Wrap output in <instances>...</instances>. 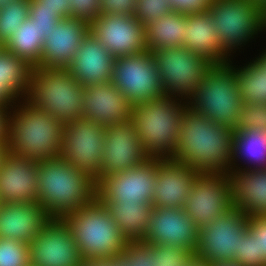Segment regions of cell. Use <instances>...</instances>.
<instances>
[{"mask_svg":"<svg viewBox=\"0 0 266 266\" xmlns=\"http://www.w3.org/2000/svg\"><path fill=\"white\" fill-rule=\"evenodd\" d=\"M157 178V159H146L123 173L104 175L96 183V197L101 202H136L153 204Z\"/></svg>","mask_w":266,"mask_h":266,"instance_id":"obj_14","label":"cell"},{"mask_svg":"<svg viewBox=\"0 0 266 266\" xmlns=\"http://www.w3.org/2000/svg\"><path fill=\"white\" fill-rule=\"evenodd\" d=\"M105 127L87 119L64 125L60 158L97 183L102 178Z\"/></svg>","mask_w":266,"mask_h":266,"instance_id":"obj_10","label":"cell"},{"mask_svg":"<svg viewBox=\"0 0 266 266\" xmlns=\"http://www.w3.org/2000/svg\"><path fill=\"white\" fill-rule=\"evenodd\" d=\"M189 102L188 106L205 118L236 130L243 106L237 69L230 63L212 64Z\"/></svg>","mask_w":266,"mask_h":266,"instance_id":"obj_7","label":"cell"},{"mask_svg":"<svg viewBox=\"0 0 266 266\" xmlns=\"http://www.w3.org/2000/svg\"><path fill=\"white\" fill-rule=\"evenodd\" d=\"M24 103L9 115V152L37 162L59 157L64 124L26 100Z\"/></svg>","mask_w":266,"mask_h":266,"instance_id":"obj_4","label":"cell"},{"mask_svg":"<svg viewBox=\"0 0 266 266\" xmlns=\"http://www.w3.org/2000/svg\"><path fill=\"white\" fill-rule=\"evenodd\" d=\"M186 103V105H185ZM183 105L171 96L132 105L130 121L134 124L145 156L173 160L177 149Z\"/></svg>","mask_w":266,"mask_h":266,"instance_id":"obj_3","label":"cell"},{"mask_svg":"<svg viewBox=\"0 0 266 266\" xmlns=\"http://www.w3.org/2000/svg\"><path fill=\"white\" fill-rule=\"evenodd\" d=\"M173 11L179 13H201L207 11L211 0H169Z\"/></svg>","mask_w":266,"mask_h":266,"instance_id":"obj_44","label":"cell"},{"mask_svg":"<svg viewBox=\"0 0 266 266\" xmlns=\"http://www.w3.org/2000/svg\"><path fill=\"white\" fill-rule=\"evenodd\" d=\"M29 18V0H13L0 7V43L4 45Z\"/></svg>","mask_w":266,"mask_h":266,"instance_id":"obj_33","label":"cell"},{"mask_svg":"<svg viewBox=\"0 0 266 266\" xmlns=\"http://www.w3.org/2000/svg\"><path fill=\"white\" fill-rule=\"evenodd\" d=\"M186 266H209V264L203 260L200 259L196 256H194L188 263Z\"/></svg>","mask_w":266,"mask_h":266,"instance_id":"obj_51","label":"cell"},{"mask_svg":"<svg viewBox=\"0 0 266 266\" xmlns=\"http://www.w3.org/2000/svg\"><path fill=\"white\" fill-rule=\"evenodd\" d=\"M32 69L23 59L5 48L0 50V83L15 100L19 96L27 97Z\"/></svg>","mask_w":266,"mask_h":266,"instance_id":"obj_31","label":"cell"},{"mask_svg":"<svg viewBox=\"0 0 266 266\" xmlns=\"http://www.w3.org/2000/svg\"><path fill=\"white\" fill-rule=\"evenodd\" d=\"M234 262L243 266H266V262L261 258L258 238L248 229L240 238L239 251L235 254Z\"/></svg>","mask_w":266,"mask_h":266,"instance_id":"obj_37","label":"cell"},{"mask_svg":"<svg viewBox=\"0 0 266 266\" xmlns=\"http://www.w3.org/2000/svg\"><path fill=\"white\" fill-rule=\"evenodd\" d=\"M233 133L234 129L214 123L187 106L173 160L199 172L228 174Z\"/></svg>","mask_w":266,"mask_h":266,"instance_id":"obj_1","label":"cell"},{"mask_svg":"<svg viewBox=\"0 0 266 266\" xmlns=\"http://www.w3.org/2000/svg\"><path fill=\"white\" fill-rule=\"evenodd\" d=\"M51 221L38 202L3 203L0 207V239L29 244Z\"/></svg>","mask_w":266,"mask_h":266,"instance_id":"obj_24","label":"cell"},{"mask_svg":"<svg viewBox=\"0 0 266 266\" xmlns=\"http://www.w3.org/2000/svg\"><path fill=\"white\" fill-rule=\"evenodd\" d=\"M137 0H100V14L133 15Z\"/></svg>","mask_w":266,"mask_h":266,"instance_id":"obj_42","label":"cell"},{"mask_svg":"<svg viewBox=\"0 0 266 266\" xmlns=\"http://www.w3.org/2000/svg\"><path fill=\"white\" fill-rule=\"evenodd\" d=\"M110 266H129V260L121 253L110 259Z\"/></svg>","mask_w":266,"mask_h":266,"instance_id":"obj_49","label":"cell"},{"mask_svg":"<svg viewBox=\"0 0 266 266\" xmlns=\"http://www.w3.org/2000/svg\"><path fill=\"white\" fill-rule=\"evenodd\" d=\"M41 8H49L57 12L61 18L70 17L68 0H34Z\"/></svg>","mask_w":266,"mask_h":266,"instance_id":"obj_45","label":"cell"},{"mask_svg":"<svg viewBox=\"0 0 266 266\" xmlns=\"http://www.w3.org/2000/svg\"><path fill=\"white\" fill-rule=\"evenodd\" d=\"M209 266H243V265L231 261V262H212L209 264Z\"/></svg>","mask_w":266,"mask_h":266,"instance_id":"obj_52","label":"cell"},{"mask_svg":"<svg viewBox=\"0 0 266 266\" xmlns=\"http://www.w3.org/2000/svg\"><path fill=\"white\" fill-rule=\"evenodd\" d=\"M154 246V266H186L195 256L190 249H182L173 245Z\"/></svg>","mask_w":266,"mask_h":266,"instance_id":"obj_36","label":"cell"},{"mask_svg":"<svg viewBox=\"0 0 266 266\" xmlns=\"http://www.w3.org/2000/svg\"><path fill=\"white\" fill-rule=\"evenodd\" d=\"M207 11L227 54L266 28V13L252 0H211Z\"/></svg>","mask_w":266,"mask_h":266,"instance_id":"obj_8","label":"cell"},{"mask_svg":"<svg viewBox=\"0 0 266 266\" xmlns=\"http://www.w3.org/2000/svg\"><path fill=\"white\" fill-rule=\"evenodd\" d=\"M44 35H40L35 21L28 18L3 45L7 51L23 59L32 68L41 63Z\"/></svg>","mask_w":266,"mask_h":266,"instance_id":"obj_30","label":"cell"},{"mask_svg":"<svg viewBox=\"0 0 266 266\" xmlns=\"http://www.w3.org/2000/svg\"><path fill=\"white\" fill-rule=\"evenodd\" d=\"M11 1H13V0H0V7L3 6V5L8 4Z\"/></svg>","mask_w":266,"mask_h":266,"instance_id":"obj_55","label":"cell"},{"mask_svg":"<svg viewBox=\"0 0 266 266\" xmlns=\"http://www.w3.org/2000/svg\"><path fill=\"white\" fill-rule=\"evenodd\" d=\"M38 168L36 160L9 154L0 167V198L2 203H34L38 199Z\"/></svg>","mask_w":266,"mask_h":266,"instance_id":"obj_19","label":"cell"},{"mask_svg":"<svg viewBox=\"0 0 266 266\" xmlns=\"http://www.w3.org/2000/svg\"><path fill=\"white\" fill-rule=\"evenodd\" d=\"M266 126V104L251 103L241 107L236 130L262 129Z\"/></svg>","mask_w":266,"mask_h":266,"instance_id":"obj_38","label":"cell"},{"mask_svg":"<svg viewBox=\"0 0 266 266\" xmlns=\"http://www.w3.org/2000/svg\"><path fill=\"white\" fill-rule=\"evenodd\" d=\"M249 217L233 207L199 230L195 256L212 262H234L240 238L246 233Z\"/></svg>","mask_w":266,"mask_h":266,"instance_id":"obj_13","label":"cell"},{"mask_svg":"<svg viewBox=\"0 0 266 266\" xmlns=\"http://www.w3.org/2000/svg\"><path fill=\"white\" fill-rule=\"evenodd\" d=\"M90 33L115 58L147 50L144 26L134 15L102 14L90 23Z\"/></svg>","mask_w":266,"mask_h":266,"instance_id":"obj_16","label":"cell"},{"mask_svg":"<svg viewBox=\"0 0 266 266\" xmlns=\"http://www.w3.org/2000/svg\"><path fill=\"white\" fill-rule=\"evenodd\" d=\"M242 169H232L227 174L233 206L248 217L266 215V169Z\"/></svg>","mask_w":266,"mask_h":266,"instance_id":"obj_26","label":"cell"},{"mask_svg":"<svg viewBox=\"0 0 266 266\" xmlns=\"http://www.w3.org/2000/svg\"><path fill=\"white\" fill-rule=\"evenodd\" d=\"M70 17L86 20L91 23L100 16V0H68Z\"/></svg>","mask_w":266,"mask_h":266,"instance_id":"obj_41","label":"cell"},{"mask_svg":"<svg viewBox=\"0 0 266 266\" xmlns=\"http://www.w3.org/2000/svg\"><path fill=\"white\" fill-rule=\"evenodd\" d=\"M240 156H243L242 159L247 158L245 159L248 160L247 163L250 161L256 165L253 168L250 166V169L248 167V170L266 169V126L262 129L234 130L231 155V164L234 166L230 167V170L234 169L236 165L234 162Z\"/></svg>","mask_w":266,"mask_h":266,"instance_id":"obj_29","label":"cell"},{"mask_svg":"<svg viewBox=\"0 0 266 266\" xmlns=\"http://www.w3.org/2000/svg\"><path fill=\"white\" fill-rule=\"evenodd\" d=\"M29 265V244L10 238L0 239V266Z\"/></svg>","mask_w":266,"mask_h":266,"instance_id":"obj_34","label":"cell"},{"mask_svg":"<svg viewBox=\"0 0 266 266\" xmlns=\"http://www.w3.org/2000/svg\"><path fill=\"white\" fill-rule=\"evenodd\" d=\"M29 18L35 21L40 35H44V40L62 19L56 11L49 8H41L34 0H29Z\"/></svg>","mask_w":266,"mask_h":266,"instance_id":"obj_40","label":"cell"},{"mask_svg":"<svg viewBox=\"0 0 266 266\" xmlns=\"http://www.w3.org/2000/svg\"><path fill=\"white\" fill-rule=\"evenodd\" d=\"M163 92L166 96L191 98L212 65L201 55L184 47L163 48L152 52ZM177 93V96H176Z\"/></svg>","mask_w":266,"mask_h":266,"instance_id":"obj_9","label":"cell"},{"mask_svg":"<svg viewBox=\"0 0 266 266\" xmlns=\"http://www.w3.org/2000/svg\"><path fill=\"white\" fill-rule=\"evenodd\" d=\"M171 12L173 8L169 0H137L133 15L145 27Z\"/></svg>","mask_w":266,"mask_h":266,"instance_id":"obj_35","label":"cell"},{"mask_svg":"<svg viewBox=\"0 0 266 266\" xmlns=\"http://www.w3.org/2000/svg\"><path fill=\"white\" fill-rule=\"evenodd\" d=\"M238 86L245 104H266V67L256 58L237 70Z\"/></svg>","mask_w":266,"mask_h":266,"instance_id":"obj_32","label":"cell"},{"mask_svg":"<svg viewBox=\"0 0 266 266\" xmlns=\"http://www.w3.org/2000/svg\"><path fill=\"white\" fill-rule=\"evenodd\" d=\"M213 26L214 21L208 11L186 14L183 47L201 55L211 64L231 62L222 49L219 32Z\"/></svg>","mask_w":266,"mask_h":266,"instance_id":"obj_25","label":"cell"},{"mask_svg":"<svg viewBox=\"0 0 266 266\" xmlns=\"http://www.w3.org/2000/svg\"><path fill=\"white\" fill-rule=\"evenodd\" d=\"M15 101L16 100L4 89L0 83V107L12 106L13 108Z\"/></svg>","mask_w":266,"mask_h":266,"instance_id":"obj_48","label":"cell"},{"mask_svg":"<svg viewBox=\"0 0 266 266\" xmlns=\"http://www.w3.org/2000/svg\"><path fill=\"white\" fill-rule=\"evenodd\" d=\"M84 90L68 68H33L24 100L33 107L50 113L65 125L83 118Z\"/></svg>","mask_w":266,"mask_h":266,"instance_id":"obj_5","label":"cell"},{"mask_svg":"<svg viewBox=\"0 0 266 266\" xmlns=\"http://www.w3.org/2000/svg\"><path fill=\"white\" fill-rule=\"evenodd\" d=\"M257 59L266 67V51L257 57Z\"/></svg>","mask_w":266,"mask_h":266,"instance_id":"obj_54","label":"cell"},{"mask_svg":"<svg viewBox=\"0 0 266 266\" xmlns=\"http://www.w3.org/2000/svg\"><path fill=\"white\" fill-rule=\"evenodd\" d=\"M199 171L174 160L157 159V178L153 188V208H184L192 182Z\"/></svg>","mask_w":266,"mask_h":266,"instance_id":"obj_22","label":"cell"},{"mask_svg":"<svg viewBox=\"0 0 266 266\" xmlns=\"http://www.w3.org/2000/svg\"><path fill=\"white\" fill-rule=\"evenodd\" d=\"M9 154L8 142H0V167L4 162V158Z\"/></svg>","mask_w":266,"mask_h":266,"instance_id":"obj_50","label":"cell"},{"mask_svg":"<svg viewBox=\"0 0 266 266\" xmlns=\"http://www.w3.org/2000/svg\"><path fill=\"white\" fill-rule=\"evenodd\" d=\"M37 202L51 219H64L96 197V183L66 160L38 161Z\"/></svg>","mask_w":266,"mask_h":266,"instance_id":"obj_2","label":"cell"},{"mask_svg":"<svg viewBox=\"0 0 266 266\" xmlns=\"http://www.w3.org/2000/svg\"><path fill=\"white\" fill-rule=\"evenodd\" d=\"M80 266H110V259L83 258Z\"/></svg>","mask_w":266,"mask_h":266,"instance_id":"obj_47","label":"cell"},{"mask_svg":"<svg viewBox=\"0 0 266 266\" xmlns=\"http://www.w3.org/2000/svg\"><path fill=\"white\" fill-rule=\"evenodd\" d=\"M199 229L184 208H153L143 242L173 245L195 252Z\"/></svg>","mask_w":266,"mask_h":266,"instance_id":"obj_18","label":"cell"},{"mask_svg":"<svg viewBox=\"0 0 266 266\" xmlns=\"http://www.w3.org/2000/svg\"><path fill=\"white\" fill-rule=\"evenodd\" d=\"M114 60L108 49L89 32L67 68L85 88L112 82Z\"/></svg>","mask_w":266,"mask_h":266,"instance_id":"obj_23","label":"cell"},{"mask_svg":"<svg viewBox=\"0 0 266 266\" xmlns=\"http://www.w3.org/2000/svg\"><path fill=\"white\" fill-rule=\"evenodd\" d=\"M128 241H143L153 210L151 204L102 202Z\"/></svg>","mask_w":266,"mask_h":266,"instance_id":"obj_27","label":"cell"},{"mask_svg":"<svg viewBox=\"0 0 266 266\" xmlns=\"http://www.w3.org/2000/svg\"><path fill=\"white\" fill-rule=\"evenodd\" d=\"M102 176L123 173L146 159L134 124L129 120L105 127Z\"/></svg>","mask_w":266,"mask_h":266,"instance_id":"obj_17","label":"cell"},{"mask_svg":"<svg viewBox=\"0 0 266 266\" xmlns=\"http://www.w3.org/2000/svg\"><path fill=\"white\" fill-rule=\"evenodd\" d=\"M233 207L229 176L199 172L192 182L184 211L200 230Z\"/></svg>","mask_w":266,"mask_h":266,"instance_id":"obj_12","label":"cell"},{"mask_svg":"<svg viewBox=\"0 0 266 266\" xmlns=\"http://www.w3.org/2000/svg\"><path fill=\"white\" fill-rule=\"evenodd\" d=\"M10 107H0V142H8L9 140V115Z\"/></svg>","mask_w":266,"mask_h":266,"instance_id":"obj_46","label":"cell"},{"mask_svg":"<svg viewBox=\"0 0 266 266\" xmlns=\"http://www.w3.org/2000/svg\"><path fill=\"white\" fill-rule=\"evenodd\" d=\"M247 229L258 238L261 258L266 262V215L249 217Z\"/></svg>","mask_w":266,"mask_h":266,"instance_id":"obj_43","label":"cell"},{"mask_svg":"<svg viewBox=\"0 0 266 266\" xmlns=\"http://www.w3.org/2000/svg\"><path fill=\"white\" fill-rule=\"evenodd\" d=\"M83 118L110 126L131 118V102L112 82L85 87L82 96Z\"/></svg>","mask_w":266,"mask_h":266,"instance_id":"obj_20","label":"cell"},{"mask_svg":"<svg viewBox=\"0 0 266 266\" xmlns=\"http://www.w3.org/2000/svg\"><path fill=\"white\" fill-rule=\"evenodd\" d=\"M63 220L83 258L113 259L126 248L128 240L97 197Z\"/></svg>","mask_w":266,"mask_h":266,"instance_id":"obj_6","label":"cell"},{"mask_svg":"<svg viewBox=\"0 0 266 266\" xmlns=\"http://www.w3.org/2000/svg\"><path fill=\"white\" fill-rule=\"evenodd\" d=\"M31 266H80L83 257L69 226L51 219L29 243Z\"/></svg>","mask_w":266,"mask_h":266,"instance_id":"obj_15","label":"cell"},{"mask_svg":"<svg viewBox=\"0 0 266 266\" xmlns=\"http://www.w3.org/2000/svg\"><path fill=\"white\" fill-rule=\"evenodd\" d=\"M186 13L173 11L144 27L146 48L151 53L163 48L183 47Z\"/></svg>","mask_w":266,"mask_h":266,"instance_id":"obj_28","label":"cell"},{"mask_svg":"<svg viewBox=\"0 0 266 266\" xmlns=\"http://www.w3.org/2000/svg\"><path fill=\"white\" fill-rule=\"evenodd\" d=\"M89 32L88 21L74 17L62 18L45 38L41 63L37 68H67Z\"/></svg>","mask_w":266,"mask_h":266,"instance_id":"obj_21","label":"cell"},{"mask_svg":"<svg viewBox=\"0 0 266 266\" xmlns=\"http://www.w3.org/2000/svg\"><path fill=\"white\" fill-rule=\"evenodd\" d=\"M257 6L266 13V0H252Z\"/></svg>","mask_w":266,"mask_h":266,"instance_id":"obj_53","label":"cell"},{"mask_svg":"<svg viewBox=\"0 0 266 266\" xmlns=\"http://www.w3.org/2000/svg\"><path fill=\"white\" fill-rule=\"evenodd\" d=\"M122 254L129 266H154V246L143 241H128Z\"/></svg>","mask_w":266,"mask_h":266,"instance_id":"obj_39","label":"cell"},{"mask_svg":"<svg viewBox=\"0 0 266 266\" xmlns=\"http://www.w3.org/2000/svg\"><path fill=\"white\" fill-rule=\"evenodd\" d=\"M112 83L132 105L165 96L155 60L149 50L115 58Z\"/></svg>","mask_w":266,"mask_h":266,"instance_id":"obj_11","label":"cell"}]
</instances>
